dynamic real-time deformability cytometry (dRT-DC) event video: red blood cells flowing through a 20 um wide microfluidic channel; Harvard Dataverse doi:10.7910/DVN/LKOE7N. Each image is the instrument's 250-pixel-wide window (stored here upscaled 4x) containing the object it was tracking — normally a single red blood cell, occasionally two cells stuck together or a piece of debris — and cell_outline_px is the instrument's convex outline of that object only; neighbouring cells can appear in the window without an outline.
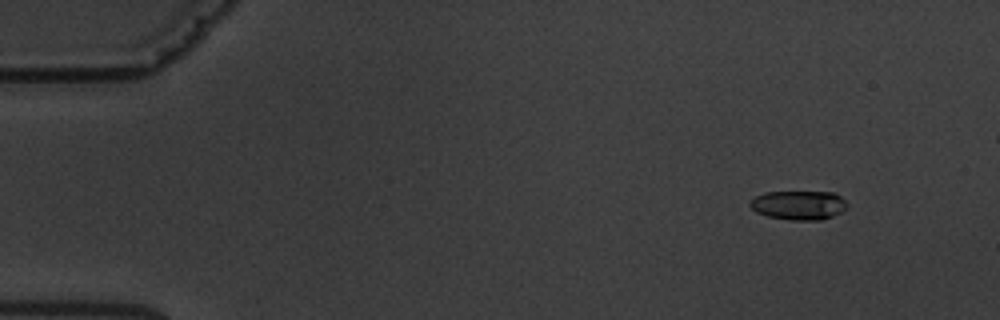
{"species": "common noctule bat (a hibernating species)", "species_latin": "Nyctalus noctula", "temperature_condition": "warm", "stored_images_in_passage": 6, "camera_frame_rate_fps": 3000, "um_per_image_px": 0.085, "animal": {"sex": "male", "body_mass_g": 19.5, "forearm_length_mm": 54.6}, "frame": {"image": 1, "passage_image": 2, "time_ms": 1.333, "image_size_px": [1000, 320], "cell_outline_px": [[848, 208], [832, 216], [820, 220], [788, 220], [768, 216], [756, 212], [748, 204], [756, 196], [764, 192], [836, 192], [848, 204]], "centroid_in_image_um": [67.91, 17.43], "position_along_channel_um": 17.1, "area_um2": 16.53}}